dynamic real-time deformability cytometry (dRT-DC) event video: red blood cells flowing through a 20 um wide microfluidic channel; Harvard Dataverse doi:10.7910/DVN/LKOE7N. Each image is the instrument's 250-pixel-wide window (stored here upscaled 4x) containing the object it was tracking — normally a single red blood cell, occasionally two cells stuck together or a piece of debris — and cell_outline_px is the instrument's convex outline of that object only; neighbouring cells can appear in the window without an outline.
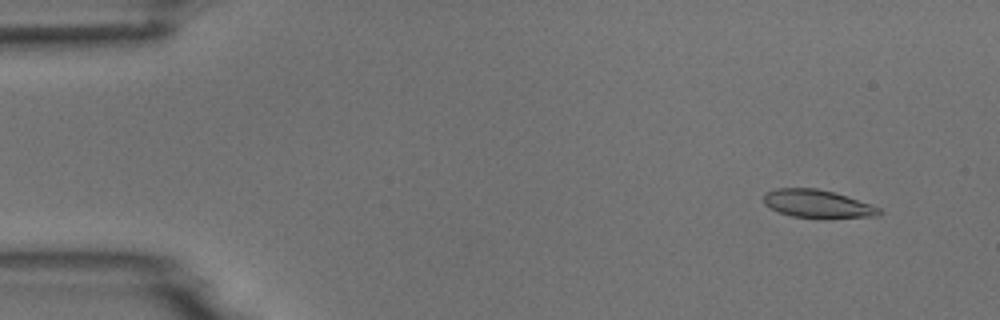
{"species": "common noctule bat (a hibernating species)", "species_latin": "Nyctalus noctula", "temperature_condition": "room temperature", "stored_images_in_passage": 5, "camera_frame_rate_fps": 3000, "um_per_image_px": 0.085, "animal": {"sex": "male", "body_mass_g": 18.8}, "frame": {"image": 1, "passage_image": 2, "time_ms": 1.333, "image_size_px": [1000, 320], "cell_outline_px": [[884, 212], [876, 216], [828, 220], [820, 220], [792, 216], [780, 212], [764, 204], [764, 196], [768, 192], [776, 188], [816, 188], [832, 192], [872, 204], [880, 208]], "centroid_in_image_um": [69.56, 17.37], "position_along_channel_um": 15.4, "area_um2": 19.31}}
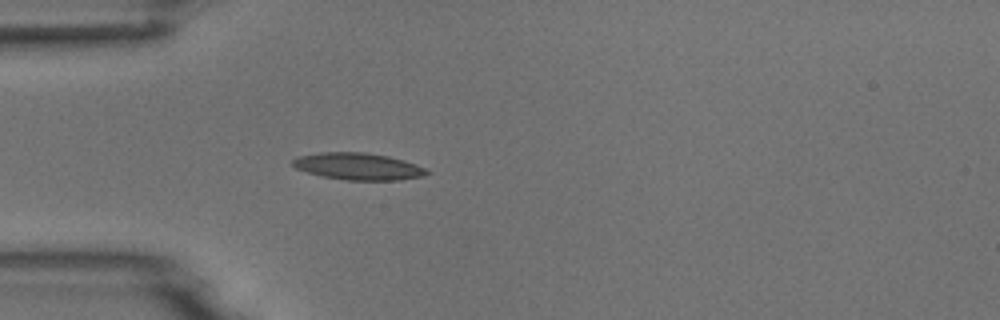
{"frame": {"image": 2, "passage_image": 5, "time_ms": 5.0, "image_size_px": [1000, 320], "cell_outline_px": [[432, 172], [424, 176], [400, 180], [344, 180], [320, 176], [296, 168], [292, 164], [292, 160], [300, 156], [320, 152], [364, 152], [388, 156], [404, 160], [416, 164]], "centroid_in_image_um": [30.47, 14.15], "position_along_channel_um": 54.5, "area_um2": 21.1}}